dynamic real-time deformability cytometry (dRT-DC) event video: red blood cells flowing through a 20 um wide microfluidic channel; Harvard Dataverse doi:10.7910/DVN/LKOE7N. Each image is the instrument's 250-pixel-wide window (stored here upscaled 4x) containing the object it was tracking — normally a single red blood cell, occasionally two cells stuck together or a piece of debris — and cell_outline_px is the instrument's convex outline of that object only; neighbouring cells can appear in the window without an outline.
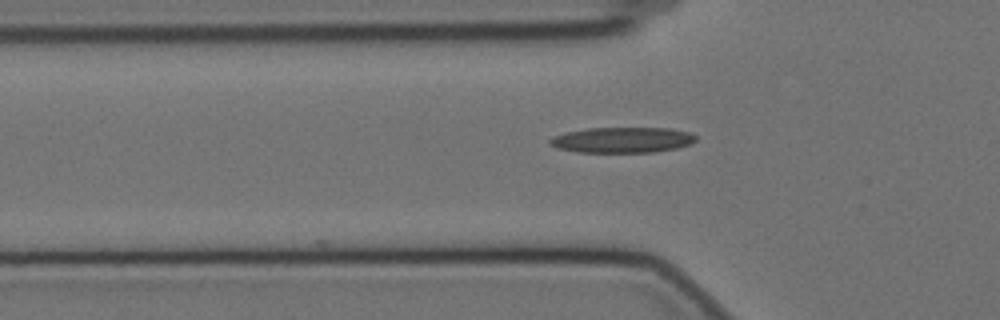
{"species": "Egyptian fruit bat (a non-hibernating species)", "species_latin": "Rousettus aegyptiacus", "temperature_condition": "cold", "stored_images_in_passage": 36, "camera_frame_rate_fps": 3000, "um_per_image_px": 0.085, "animal": {"sex": "female"}, "frame": {"image": 1, "passage_image": 3, "time_ms": 0.667, "image_size_px": [1000, 320], "cell_outline_px": [[696, 140], [692, 144], [676, 148], [656, 152], [580, 152], [556, 148], [548, 144], [548, 140], [556, 136], [568, 132], [588, 128], [668, 128], [688, 132], [696, 136]], "centroid_in_image_um": [52.91, 11.9], "position_along_channel_um": 72.9, "area_um2": 21.68}}
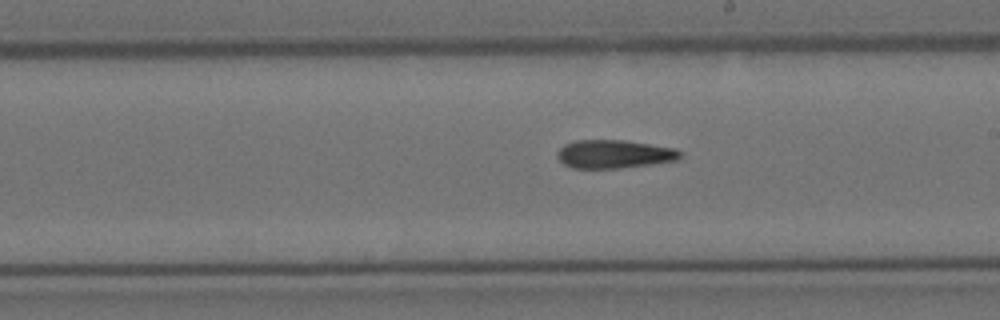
{"frame": {"image": 2, "passage_image": 17, "time_ms": 5.333, "image_size_px": [1000, 320], "cell_outline_px": [[680, 156], [676, 160], [652, 164], [620, 168], [572, 168], [564, 164], [556, 156], [556, 152], [564, 144], [576, 140], [624, 140], [676, 148], [680, 152]], "centroid_in_image_um": [52.17, 13.09], "position_along_channel_um": 236.8, "area_um2": 20.29}}
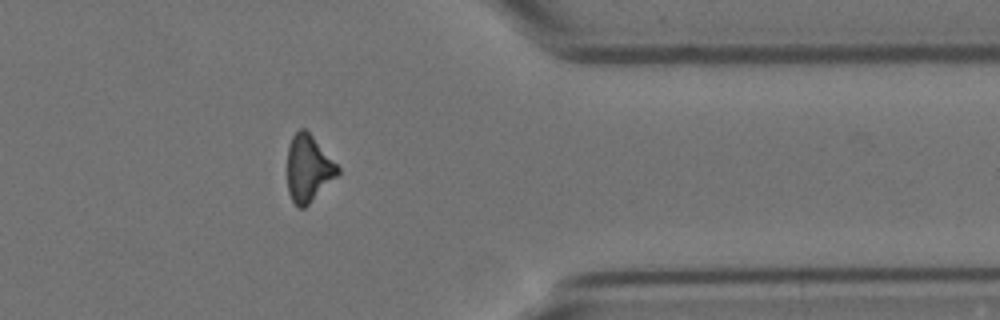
{"frame": {"image": 3, "passage_image": 31, "time_ms": 10.0, "image_size_px": [1000, 320], "cell_outline_px": [[340, 172], [304, 208], [300, 208], [292, 200], [288, 192], [288, 144], [292, 136], [300, 128], [304, 128], [312, 136], [340, 168]], "centroid_in_image_um": [26.19, 14.3], "position_along_channel_um": 385.2, "area_um2": 19.13}}